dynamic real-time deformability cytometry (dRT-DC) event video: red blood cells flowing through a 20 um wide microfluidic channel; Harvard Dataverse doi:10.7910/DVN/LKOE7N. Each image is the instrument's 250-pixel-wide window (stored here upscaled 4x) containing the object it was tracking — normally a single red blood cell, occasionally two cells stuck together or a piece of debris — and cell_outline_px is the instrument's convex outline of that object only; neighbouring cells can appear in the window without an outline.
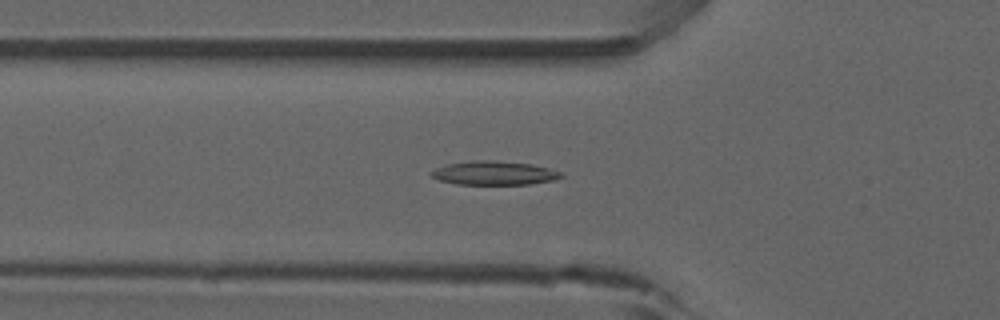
{"species": "common noctule bat (a hibernating species)", "species_latin": "Nyctalus noctula", "temperature_condition": "room temperature", "stored_images_in_passage": 52, "camera_frame_rate_fps": 3000, "um_per_image_px": 0.085, "animal": {"sex": "male", "forearm_length_mm": 52.5}, "frame": {"image": 1, "passage_image": 18, "time_ms": 5.667, "image_size_px": [1000, 320], "cell_outline_px": [[564, 176], [552, 180], [528, 184], [456, 184], [440, 180], [428, 176], [428, 172], [436, 168], [448, 164], [472, 160], [492, 160], [532, 164], [548, 168], [560, 172]], "centroid_in_image_um": [41.94, 14.7], "position_along_channel_um": 83.9, "area_um2": 17.98}}
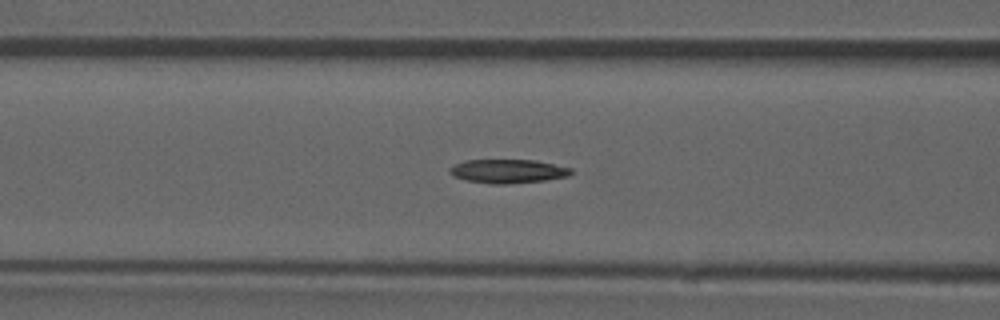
{"frame": {"image": 2, "passage_image": 21, "time_ms": 6.667, "image_size_px": [1000, 320], "cell_outline_px": [[576, 172], [568, 176], [544, 180], [508, 184], [492, 184], [468, 180], [452, 176], [448, 172], [448, 168], [464, 160], [536, 160], [572, 168]], "centroid_in_image_um": [43.19, 14.55], "position_along_channel_um": 123.4, "area_um2": 16.94}}
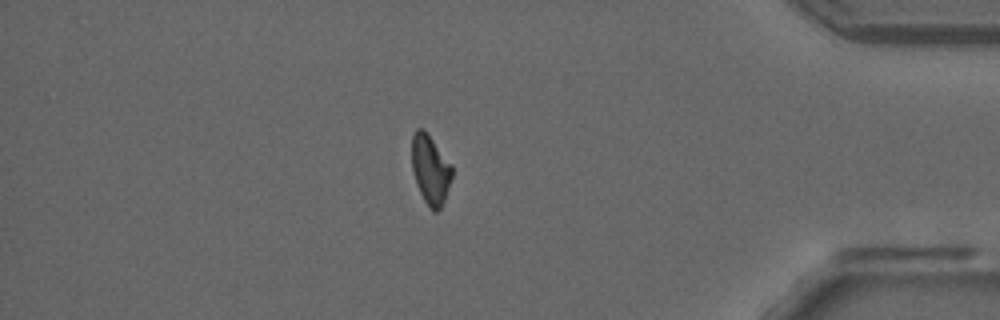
{"frame": {"image": 3, "passage_image": 45, "time_ms": 14.667, "image_size_px": [1000, 320], "cell_outline_px": [[452, 176], [444, 200], [440, 208], [436, 212], [432, 212], [428, 208], [416, 184], [412, 168], [412, 136], [416, 128], [424, 128], [428, 132], [452, 164]], "centroid_in_image_um": [36.58, 14.38], "position_along_channel_um": 398.6, "area_um2": 16.47}, "authors_computed_cell_mechanics": {"area_um2": 17.2244, "velocity_mm_per_s": 3.8964, "shape_relaxation_time_tau1_ms": null, "shape_relaxation_time_tau2_ms": 5.5117, "deformation_change_tau1": null, "deformation_change_tau2": 0.118}}